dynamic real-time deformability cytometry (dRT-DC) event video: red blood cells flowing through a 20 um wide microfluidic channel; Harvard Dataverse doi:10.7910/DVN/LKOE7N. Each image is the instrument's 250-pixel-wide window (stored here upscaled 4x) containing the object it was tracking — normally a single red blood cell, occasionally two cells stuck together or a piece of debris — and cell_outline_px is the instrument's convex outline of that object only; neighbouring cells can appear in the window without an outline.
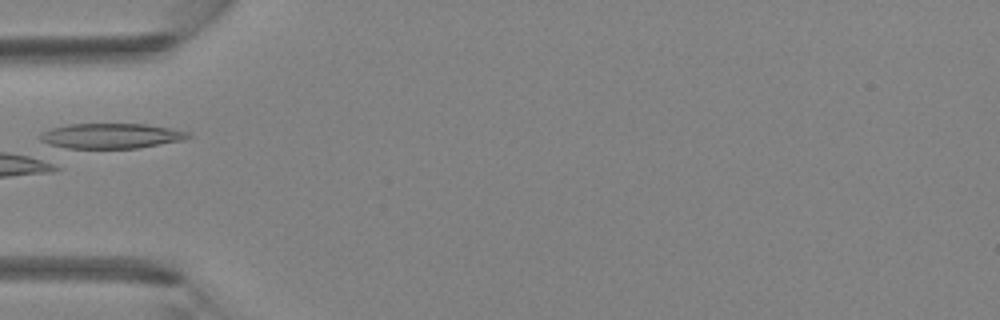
{"species": "Egyptian fruit bat (a non-hibernating species)", "species_latin": "Rousettus aegyptiacus", "temperature_condition": "room temperature", "stored_images_in_passage": 3, "camera_frame_rate_fps": 3000, "um_per_image_px": 0.085, "animal": {"sex": "female"}, "frame": {"image": 1, "passage_image": 3, "time_ms": 0.667, "image_size_px": [1000, 320], "cell_outline_px": [[192, 136], [184, 140], [136, 148], [56, 148], [40, 140], [40, 132], [52, 128], [68, 124], [148, 124], [188, 132]], "centroid_in_image_um": [9.39, 11.55], "position_along_channel_um": 75.6, "area_um2": 21.73}}